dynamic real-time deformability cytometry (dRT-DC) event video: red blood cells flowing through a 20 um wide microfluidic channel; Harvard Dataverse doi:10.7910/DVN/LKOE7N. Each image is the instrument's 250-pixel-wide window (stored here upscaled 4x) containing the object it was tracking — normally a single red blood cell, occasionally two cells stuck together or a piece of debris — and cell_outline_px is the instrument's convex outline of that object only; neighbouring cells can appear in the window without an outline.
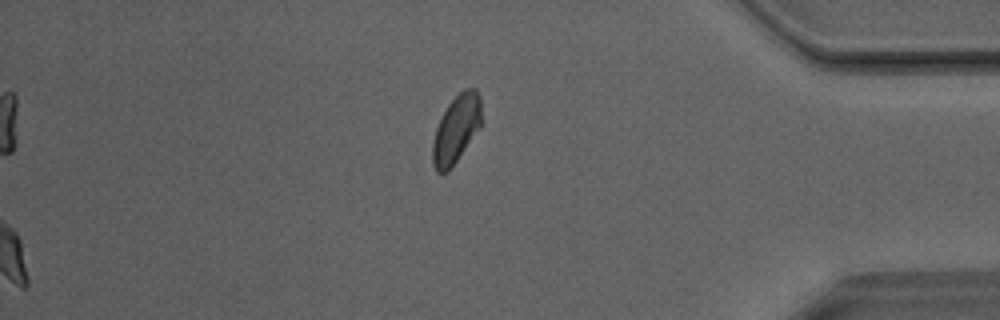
{"species": "Egyptian fruit bat (a non-hibernating species)", "species_latin": "Rousettus aegyptiacus", "temperature_condition": "room temperature", "stored_images_in_passage": 33, "camera_frame_rate_fps": 3000, "um_per_image_px": 0.085, "animal": {"sex": "male"}, "frame": {"image": 1, "passage_image": 33, "time_ms": 10.667, "image_size_px": [1000, 320], "cell_outline_px": [[480, 128], [448, 172], [436, 172], [432, 164], [432, 144], [436, 128], [448, 104], [464, 88], [476, 88], [480, 96]], "centroid_in_image_um": [38.77, 10.99], "position_along_channel_um": 396.4, "area_um2": 19.07}}